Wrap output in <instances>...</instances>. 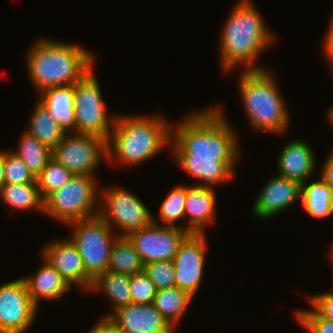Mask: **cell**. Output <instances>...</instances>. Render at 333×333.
I'll return each instance as SVG.
<instances>
[{
  "label": "cell",
  "instance_id": "obj_1",
  "mask_svg": "<svg viewBox=\"0 0 333 333\" xmlns=\"http://www.w3.org/2000/svg\"><path fill=\"white\" fill-rule=\"evenodd\" d=\"M222 110L218 106L193 112L171 126L173 156L185 172L198 179L199 186L214 187L233 178L241 157L237 134Z\"/></svg>",
  "mask_w": 333,
  "mask_h": 333
},
{
  "label": "cell",
  "instance_id": "obj_2",
  "mask_svg": "<svg viewBox=\"0 0 333 333\" xmlns=\"http://www.w3.org/2000/svg\"><path fill=\"white\" fill-rule=\"evenodd\" d=\"M231 11L220 37L224 71L229 72L241 63L247 64V71L266 69L255 65L254 60L275 41L276 36L268 30L253 1L241 0Z\"/></svg>",
  "mask_w": 333,
  "mask_h": 333
},
{
  "label": "cell",
  "instance_id": "obj_3",
  "mask_svg": "<svg viewBox=\"0 0 333 333\" xmlns=\"http://www.w3.org/2000/svg\"><path fill=\"white\" fill-rule=\"evenodd\" d=\"M160 115L117 116L106 141L107 158L119 164H141L171 144V123ZM171 124V125H170Z\"/></svg>",
  "mask_w": 333,
  "mask_h": 333
},
{
  "label": "cell",
  "instance_id": "obj_4",
  "mask_svg": "<svg viewBox=\"0 0 333 333\" xmlns=\"http://www.w3.org/2000/svg\"><path fill=\"white\" fill-rule=\"evenodd\" d=\"M27 54L30 80L38 92L78 82L94 67V56L78 45L40 39Z\"/></svg>",
  "mask_w": 333,
  "mask_h": 333
},
{
  "label": "cell",
  "instance_id": "obj_5",
  "mask_svg": "<svg viewBox=\"0 0 333 333\" xmlns=\"http://www.w3.org/2000/svg\"><path fill=\"white\" fill-rule=\"evenodd\" d=\"M244 70L239 80L240 96L249 124L258 131L280 134L289 125L288 109L272 74Z\"/></svg>",
  "mask_w": 333,
  "mask_h": 333
},
{
  "label": "cell",
  "instance_id": "obj_6",
  "mask_svg": "<svg viewBox=\"0 0 333 333\" xmlns=\"http://www.w3.org/2000/svg\"><path fill=\"white\" fill-rule=\"evenodd\" d=\"M96 181L94 176L75 175L66 185L44 198L43 214L64 224L98 215L99 208L96 207L102 199Z\"/></svg>",
  "mask_w": 333,
  "mask_h": 333
},
{
  "label": "cell",
  "instance_id": "obj_7",
  "mask_svg": "<svg viewBox=\"0 0 333 333\" xmlns=\"http://www.w3.org/2000/svg\"><path fill=\"white\" fill-rule=\"evenodd\" d=\"M69 225L73 228L69 240L77 247L86 274L94 281L107 271L112 245L119 236L112 235V228L99 215Z\"/></svg>",
  "mask_w": 333,
  "mask_h": 333
},
{
  "label": "cell",
  "instance_id": "obj_8",
  "mask_svg": "<svg viewBox=\"0 0 333 333\" xmlns=\"http://www.w3.org/2000/svg\"><path fill=\"white\" fill-rule=\"evenodd\" d=\"M98 79L93 68L75 83V118L77 134H92L106 141L113 130L116 115L106 114Z\"/></svg>",
  "mask_w": 333,
  "mask_h": 333
},
{
  "label": "cell",
  "instance_id": "obj_9",
  "mask_svg": "<svg viewBox=\"0 0 333 333\" xmlns=\"http://www.w3.org/2000/svg\"><path fill=\"white\" fill-rule=\"evenodd\" d=\"M103 197L98 215L111 227L121 228L118 236L146 228L153 223V216L143 202L123 187L99 191ZM114 226V227H113ZM124 232V233H123Z\"/></svg>",
  "mask_w": 333,
  "mask_h": 333
},
{
  "label": "cell",
  "instance_id": "obj_10",
  "mask_svg": "<svg viewBox=\"0 0 333 333\" xmlns=\"http://www.w3.org/2000/svg\"><path fill=\"white\" fill-rule=\"evenodd\" d=\"M70 134L52 149V158L74 175L95 176L98 164L107 158L106 140L92 134Z\"/></svg>",
  "mask_w": 333,
  "mask_h": 333
},
{
  "label": "cell",
  "instance_id": "obj_11",
  "mask_svg": "<svg viewBox=\"0 0 333 333\" xmlns=\"http://www.w3.org/2000/svg\"><path fill=\"white\" fill-rule=\"evenodd\" d=\"M190 233L186 226H163L152 223L146 228L130 232L126 237L139 253L144 264L172 261L179 245Z\"/></svg>",
  "mask_w": 333,
  "mask_h": 333
},
{
  "label": "cell",
  "instance_id": "obj_12",
  "mask_svg": "<svg viewBox=\"0 0 333 333\" xmlns=\"http://www.w3.org/2000/svg\"><path fill=\"white\" fill-rule=\"evenodd\" d=\"M37 310L23 277L0 285V333L26 332Z\"/></svg>",
  "mask_w": 333,
  "mask_h": 333
},
{
  "label": "cell",
  "instance_id": "obj_13",
  "mask_svg": "<svg viewBox=\"0 0 333 333\" xmlns=\"http://www.w3.org/2000/svg\"><path fill=\"white\" fill-rule=\"evenodd\" d=\"M206 236L189 234L179 245L172 262L175 269V287L189 292L193 297L199 290L205 264Z\"/></svg>",
  "mask_w": 333,
  "mask_h": 333
},
{
  "label": "cell",
  "instance_id": "obj_14",
  "mask_svg": "<svg viewBox=\"0 0 333 333\" xmlns=\"http://www.w3.org/2000/svg\"><path fill=\"white\" fill-rule=\"evenodd\" d=\"M104 317H109L122 333H174L175 330L153 303H131Z\"/></svg>",
  "mask_w": 333,
  "mask_h": 333
},
{
  "label": "cell",
  "instance_id": "obj_15",
  "mask_svg": "<svg viewBox=\"0 0 333 333\" xmlns=\"http://www.w3.org/2000/svg\"><path fill=\"white\" fill-rule=\"evenodd\" d=\"M43 249V259L49 262L71 287L75 284L84 291H90L93 280L86 274L82 257L70 240L52 241Z\"/></svg>",
  "mask_w": 333,
  "mask_h": 333
},
{
  "label": "cell",
  "instance_id": "obj_16",
  "mask_svg": "<svg viewBox=\"0 0 333 333\" xmlns=\"http://www.w3.org/2000/svg\"><path fill=\"white\" fill-rule=\"evenodd\" d=\"M301 198V183L277 175L272 177L259 193L253 205L256 217L268 219L286 210Z\"/></svg>",
  "mask_w": 333,
  "mask_h": 333
},
{
  "label": "cell",
  "instance_id": "obj_17",
  "mask_svg": "<svg viewBox=\"0 0 333 333\" xmlns=\"http://www.w3.org/2000/svg\"><path fill=\"white\" fill-rule=\"evenodd\" d=\"M279 155L277 175L297 180L301 184L312 176L316 158L313 150L305 141L291 140L283 147Z\"/></svg>",
  "mask_w": 333,
  "mask_h": 333
},
{
  "label": "cell",
  "instance_id": "obj_18",
  "mask_svg": "<svg viewBox=\"0 0 333 333\" xmlns=\"http://www.w3.org/2000/svg\"><path fill=\"white\" fill-rule=\"evenodd\" d=\"M214 192L209 186H187L185 217H189L186 231L190 234H204L206 225L213 221L217 200Z\"/></svg>",
  "mask_w": 333,
  "mask_h": 333
},
{
  "label": "cell",
  "instance_id": "obj_19",
  "mask_svg": "<svg viewBox=\"0 0 333 333\" xmlns=\"http://www.w3.org/2000/svg\"><path fill=\"white\" fill-rule=\"evenodd\" d=\"M75 84L55 86L39 93V101L66 133H76Z\"/></svg>",
  "mask_w": 333,
  "mask_h": 333
},
{
  "label": "cell",
  "instance_id": "obj_20",
  "mask_svg": "<svg viewBox=\"0 0 333 333\" xmlns=\"http://www.w3.org/2000/svg\"><path fill=\"white\" fill-rule=\"evenodd\" d=\"M43 261L44 264L34 275L23 277L28 293L37 307L41 298L58 300L72 288L49 262L45 259Z\"/></svg>",
  "mask_w": 333,
  "mask_h": 333
},
{
  "label": "cell",
  "instance_id": "obj_21",
  "mask_svg": "<svg viewBox=\"0 0 333 333\" xmlns=\"http://www.w3.org/2000/svg\"><path fill=\"white\" fill-rule=\"evenodd\" d=\"M301 202L306 212L317 219L333 214V190L321 178L320 181H307L301 184Z\"/></svg>",
  "mask_w": 333,
  "mask_h": 333
},
{
  "label": "cell",
  "instance_id": "obj_22",
  "mask_svg": "<svg viewBox=\"0 0 333 333\" xmlns=\"http://www.w3.org/2000/svg\"><path fill=\"white\" fill-rule=\"evenodd\" d=\"M33 108L27 132L40 143L53 149L67 134L62 127L51 117L44 105L38 100Z\"/></svg>",
  "mask_w": 333,
  "mask_h": 333
},
{
  "label": "cell",
  "instance_id": "obj_23",
  "mask_svg": "<svg viewBox=\"0 0 333 333\" xmlns=\"http://www.w3.org/2000/svg\"><path fill=\"white\" fill-rule=\"evenodd\" d=\"M194 297L187 291L172 287L157 290L153 305L162 314L166 321L175 329L180 319L185 315L190 302Z\"/></svg>",
  "mask_w": 333,
  "mask_h": 333
},
{
  "label": "cell",
  "instance_id": "obj_24",
  "mask_svg": "<svg viewBox=\"0 0 333 333\" xmlns=\"http://www.w3.org/2000/svg\"><path fill=\"white\" fill-rule=\"evenodd\" d=\"M130 277L131 275L128 274L107 270L93 281L90 292L103 290L102 292H105L106 296L111 300L113 311L115 312L119 308L131 304Z\"/></svg>",
  "mask_w": 333,
  "mask_h": 333
},
{
  "label": "cell",
  "instance_id": "obj_25",
  "mask_svg": "<svg viewBox=\"0 0 333 333\" xmlns=\"http://www.w3.org/2000/svg\"><path fill=\"white\" fill-rule=\"evenodd\" d=\"M107 270L134 275L144 270V263L126 236H119L112 245Z\"/></svg>",
  "mask_w": 333,
  "mask_h": 333
},
{
  "label": "cell",
  "instance_id": "obj_26",
  "mask_svg": "<svg viewBox=\"0 0 333 333\" xmlns=\"http://www.w3.org/2000/svg\"><path fill=\"white\" fill-rule=\"evenodd\" d=\"M0 197L14 210L37 208L36 210L44 212V199L40 195L37 183L4 184L0 188Z\"/></svg>",
  "mask_w": 333,
  "mask_h": 333
},
{
  "label": "cell",
  "instance_id": "obj_27",
  "mask_svg": "<svg viewBox=\"0 0 333 333\" xmlns=\"http://www.w3.org/2000/svg\"><path fill=\"white\" fill-rule=\"evenodd\" d=\"M20 146L15 153L29 168L31 173L37 177L47 162L52 158V150L40 143L34 136L27 131L24 132L20 140Z\"/></svg>",
  "mask_w": 333,
  "mask_h": 333
},
{
  "label": "cell",
  "instance_id": "obj_28",
  "mask_svg": "<svg viewBox=\"0 0 333 333\" xmlns=\"http://www.w3.org/2000/svg\"><path fill=\"white\" fill-rule=\"evenodd\" d=\"M75 175L51 158L42 172L36 177L37 187L44 199L52 191L66 185Z\"/></svg>",
  "mask_w": 333,
  "mask_h": 333
},
{
  "label": "cell",
  "instance_id": "obj_29",
  "mask_svg": "<svg viewBox=\"0 0 333 333\" xmlns=\"http://www.w3.org/2000/svg\"><path fill=\"white\" fill-rule=\"evenodd\" d=\"M187 186H175L165 200L161 203L159 209L160 219L163 224L158 223L153 217V223L163 226L176 227L175 221L185 217V199Z\"/></svg>",
  "mask_w": 333,
  "mask_h": 333
},
{
  "label": "cell",
  "instance_id": "obj_30",
  "mask_svg": "<svg viewBox=\"0 0 333 333\" xmlns=\"http://www.w3.org/2000/svg\"><path fill=\"white\" fill-rule=\"evenodd\" d=\"M36 183L26 164L11 151H5L4 184Z\"/></svg>",
  "mask_w": 333,
  "mask_h": 333
},
{
  "label": "cell",
  "instance_id": "obj_31",
  "mask_svg": "<svg viewBox=\"0 0 333 333\" xmlns=\"http://www.w3.org/2000/svg\"><path fill=\"white\" fill-rule=\"evenodd\" d=\"M143 271L153 282L156 290L175 287V269L172 261L162 260L144 264Z\"/></svg>",
  "mask_w": 333,
  "mask_h": 333
},
{
  "label": "cell",
  "instance_id": "obj_32",
  "mask_svg": "<svg viewBox=\"0 0 333 333\" xmlns=\"http://www.w3.org/2000/svg\"><path fill=\"white\" fill-rule=\"evenodd\" d=\"M156 291L153 282L144 271L131 275V303L141 305L153 303Z\"/></svg>",
  "mask_w": 333,
  "mask_h": 333
},
{
  "label": "cell",
  "instance_id": "obj_33",
  "mask_svg": "<svg viewBox=\"0 0 333 333\" xmlns=\"http://www.w3.org/2000/svg\"><path fill=\"white\" fill-rule=\"evenodd\" d=\"M295 317L309 333H333V322L321 317L314 309L296 310Z\"/></svg>",
  "mask_w": 333,
  "mask_h": 333
},
{
  "label": "cell",
  "instance_id": "obj_34",
  "mask_svg": "<svg viewBox=\"0 0 333 333\" xmlns=\"http://www.w3.org/2000/svg\"><path fill=\"white\" fill-rule=\"evenodd\" d=\"M308 302L321 317L333 322V292L311 295Z\"/></svg>",
  "mask_w": 333,
  "mask_h": 333
},
{
  "label": "cell",
  "instance_id": "obj_35",
  "mask_svg": "<svg viewBox=\"0 0 333 333\" xmlns=\"http://www.w3.org/2000/svg\"><path fill=\"white\" fill-rule=\"evenodd\" d=\"M87 333H122L109 317L101 318Z\"/></svg>",
  "mask_w": 333,
  "mask_h": 333
},
{
  "label": "cell",
  "instance_id": "obj_36",
  "mask_svg": "<svg viewBox=\"0 0 333 333\" xmlns=\"http://www.w3.org/2000/svg\"><path fill=\"white\" fill-rule=\"evenodd\" d=\"M325 36V42L324 43V51H325V56L328 59V62L330 64V67L332 69V74H333V18L331 19L330 25L328 27V30L326 32Z\"/></svg>",
  "mask_w": 333,
  "mask_h": 333
},
{
  "label": "cell",
  "instance_id": "obj_37",
  "mask_svg": "<svg viewBox=\"0 0 333 333\" xmlns=\"http://www.w3.org/2000/svg\"><path fill=\"white\" fill-rule=\"evenodd\" d=\"M325 161L321 169V178L333 190V151Z\"/></svg>",
  "mask_w": 333,
  "mask_h": 333
},
{
  "label": "cell",
  "instance_id": "obj_38",
  "mask_svg": "<svg viewBox=\"0 0 333 333\" xmlns=\"http://www.w3.org/2000/svg\"><path fill=\"white\" fill-rule=\"evenodd\" d=\"M5 151L0 149V188L4 185Z\"/></svg>",
  "mask_w": 333,
  "mask_h": 333
},
{
  "label": "cell",
  "instance_id": "obj_39",
  "mask_svg": "<svg viewBox=\"0 0 333 333\" xmlns=\"http://www.w3.org/2000/svg\"><path fill=\"white\" fill-rule=\"evenodd\" d=\"M328 119L330 120V124H333V106L331 105L330 109L328 110Z\"/></svg>",
  "mask_w": 333,
  "mask_h": 333
},
{
  "label": "cell",
  "instance_id": "obj_40",
  "mask_svg": "<svg viewBox=\"0 0 333 333\" xmlns=\"http://www.w3.org/2000/svg\"><path fill=\"white\" fill-rule=\"evenodd\" d=\"M330 252H331V253H330V254H331V255H330V256H331V258H330V259H331V262H333V247H332V249H331V251H330ZM332 267H333V265H332Z\"/></svg>",
  "mask_w": 333,
  "mask_h": 333
}]
</instances>
